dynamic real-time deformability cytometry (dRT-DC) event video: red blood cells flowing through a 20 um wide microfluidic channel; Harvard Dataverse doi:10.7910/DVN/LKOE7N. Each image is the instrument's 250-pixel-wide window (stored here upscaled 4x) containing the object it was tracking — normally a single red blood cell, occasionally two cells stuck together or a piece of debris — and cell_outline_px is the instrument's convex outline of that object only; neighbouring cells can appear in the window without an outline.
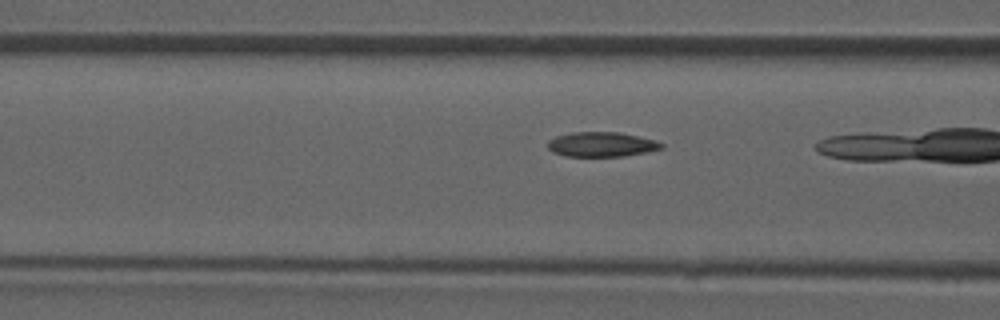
{"species": "common noctule bat (a hibernating species)", "species_latin": "Nyctalus noctula", "temperature_condition": "room temperature", "stored_images_in_passage": 26, "camera_frame_rate_fps": 3000, "um_per_image_px": 0.085, "animal": {"sex": "male", "forearm_length_mm": 52.5}, "frame": {"image": 1, "passage_image": 17, "time_ms": 5.333, "image_size_px": [1000, 320], "cell_outline_px": [[664, 148], [648, 152], [620, 156], [564, 156], [552, 152], [548, 148], [548, 140], [556, 136], [572, 132], [620, 132], [656, 140], [664, 144]], "centroid_in_image_um": [51.14, 12.27], "position_along_channel_um": 115.5, "area_um2": 16.47}}